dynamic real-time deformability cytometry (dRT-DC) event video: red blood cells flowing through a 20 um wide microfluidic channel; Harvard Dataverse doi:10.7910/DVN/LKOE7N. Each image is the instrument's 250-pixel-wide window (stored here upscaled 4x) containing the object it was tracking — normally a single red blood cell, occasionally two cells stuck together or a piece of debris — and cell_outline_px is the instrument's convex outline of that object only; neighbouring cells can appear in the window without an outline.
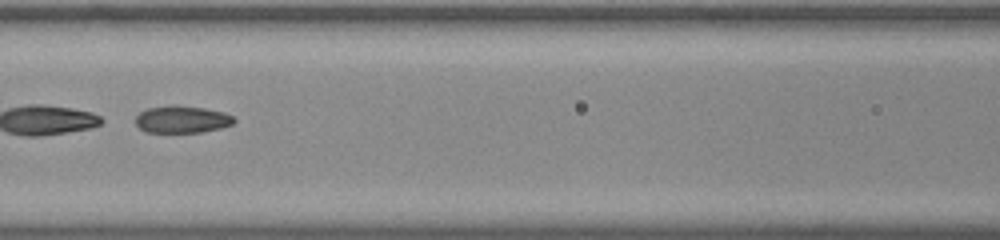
{"species": "common noctule bat (a hibernating species)", "species_latin": "Nyctalus noctula", "temperature_condition": "room temperature", "stored_images_in_passage": 56, "segment_of_instrument_passage": [2, 2], "camera_frame_rate_fps": 3000, "um_per_image_px": 0.085, "animal": {"sex": "male", "body_mass_g": 20.0, "forearm_length_mm": 53.3}, "frame": {"image": 1, "passage_image": 28, "time_ms": 9.0, "image_size_px": [1000, 240], "cell_outline_px": [[236, 120], [232, 124], [220, 128], [200, 132], [144, 132], [136, 124], [136, 116], [140, 112], [148, 108], [172, 104], [204, 108], [224, 112], [232, 116]], "centroid_in_image_um": [15.45, 10.14], "position_along_channel_um": 151.1, "area_um2": 15.61}}